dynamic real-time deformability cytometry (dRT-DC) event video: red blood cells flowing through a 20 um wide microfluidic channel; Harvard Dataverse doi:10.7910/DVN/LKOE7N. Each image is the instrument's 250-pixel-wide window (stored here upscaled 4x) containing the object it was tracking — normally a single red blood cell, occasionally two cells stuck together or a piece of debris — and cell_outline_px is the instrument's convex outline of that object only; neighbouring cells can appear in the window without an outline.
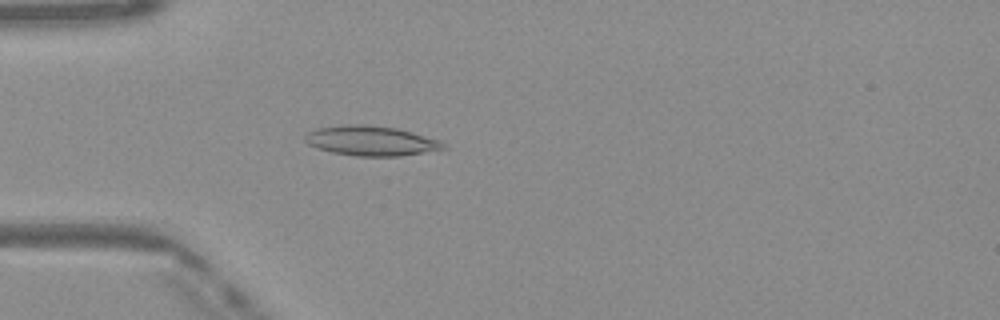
{"species": "Egyptian fruit bat (a non-hibernating species)", "species_latin": "Rousettus aegyptiacus", "temperature_condition": "warm", "stored_images_in_passage": 49, "camera_frame_rate_fps": 3000, "um_per_image_px": 0.085, "frame": {"image": 1, "passage_image": 14, "time_ms": 4.333, "image_size_px": [1000, 320], "cell_outline_px": [[448, 148], [400, 156], [356, 156], [332, 152], [316, 148], [308, 144], [304, 140], [304, 136], [308, 132], [316, 128], [348, 124], [364, 124], [396, 128], [412, 132], [440, 140]], "centroid_in_image_um": [31.51, 11.96], "position_along_channel_um": 53.5, "area_um2": 24.04}}
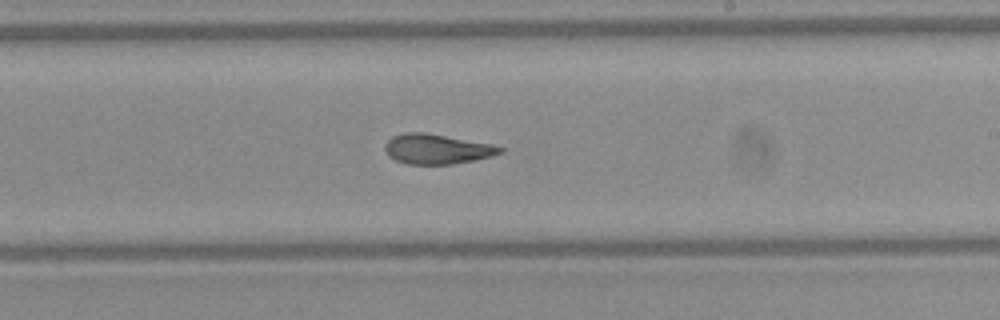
{"frame": {"image": 2, "passage_image": 29, "time_ms": 9.333, "image_size_px": [1000, 320], "cell_outline_px": [[504, 152], [492, 156], [476, 160], [452, 164], [404, 164], [388, 156], [384, 148], [384, 144], [392, 136], [404, 132], [424, 132], [488, 144], [504, 148]], "centroid_in_image_um": [37.09, 12.68], "position_along_channel_um": 251.9, "area_um2": 20.0}}
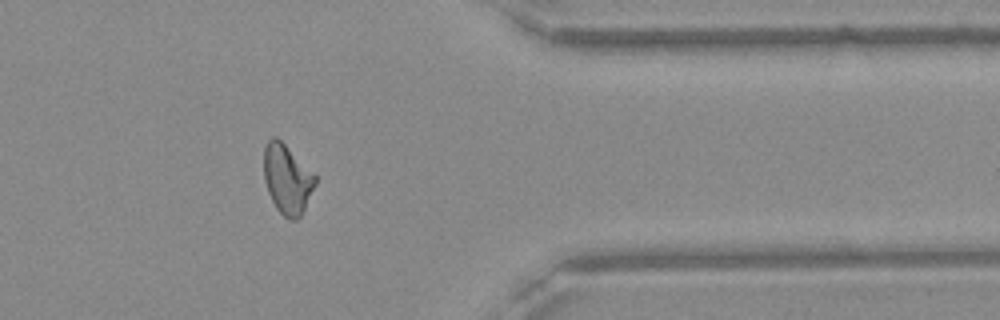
{"frame": {"image": 3, "passage_image": 40, "time_ms": 13.0, "image_size_px": [1000, 320], "cell_outline_px": [[316, 184], [300, 216], [296, 220], [288, 220], [276, 208], [268, 192], [264, 180], [264, 148], [268, 140], [272, 136], [276, 136], [316, 176]], "centroid_in_image_um": [24.39, 15.23], "position_along_channel_um": 387.0, "area_um2": 20.46}, "authors_computed_cell_mechanics": {"area_um2": 21.1548, "velocity_mm_per_s": 4.1152, "shape_relaxation_time_tau1_ms": null, "shape_relaxation_time_tau2_ms": 2.1577, "deformation_change_tau1": null, "deformation_change_tau2": 0.1021}}